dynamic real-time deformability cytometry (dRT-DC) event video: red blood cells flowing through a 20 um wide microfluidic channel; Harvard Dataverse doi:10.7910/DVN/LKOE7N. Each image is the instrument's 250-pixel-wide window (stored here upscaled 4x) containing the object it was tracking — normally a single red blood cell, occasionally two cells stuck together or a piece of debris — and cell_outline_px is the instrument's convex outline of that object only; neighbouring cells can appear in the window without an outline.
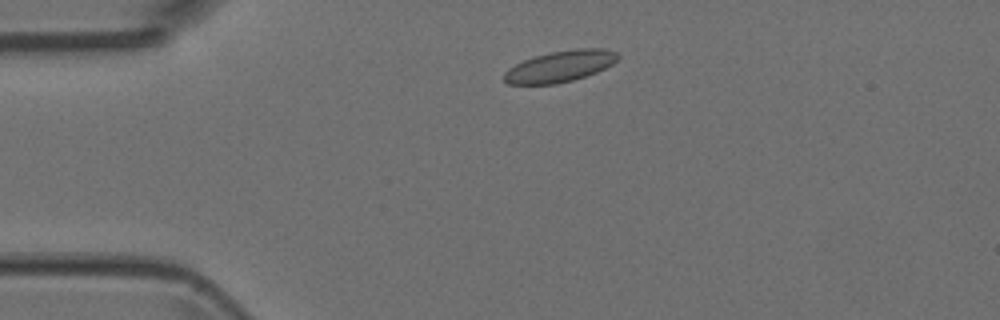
{"species": "Egyptian fruit bat (a non-hibernating species)", "species_latin": "Rousettus aegyptiacus", "temperature_condition": "room temperature", "stored_images_in_passage": 3, "camera_frame_rate_fps": 3000, "um_per_image_px": 0.085, "animal": {"sex": "female"}, "frame": {"image": 1, "passage_image": 2, "time_ms": 0.333, "image_size_px": [1000, 320], "cell_outline_px": [[620, 56], [612, 64], [596, 72], [572, 80], [556, 84], [508, 84], [504, 80], [504, 72], [508, 68], [524, 60], [536, 56], [552, 52], [576, 48], [604, 48], [616, 52]], "centroid_in_image_um": [47.61, 5.63], "position_along_channel_um": 37.4, "area_um2": 20.52}}